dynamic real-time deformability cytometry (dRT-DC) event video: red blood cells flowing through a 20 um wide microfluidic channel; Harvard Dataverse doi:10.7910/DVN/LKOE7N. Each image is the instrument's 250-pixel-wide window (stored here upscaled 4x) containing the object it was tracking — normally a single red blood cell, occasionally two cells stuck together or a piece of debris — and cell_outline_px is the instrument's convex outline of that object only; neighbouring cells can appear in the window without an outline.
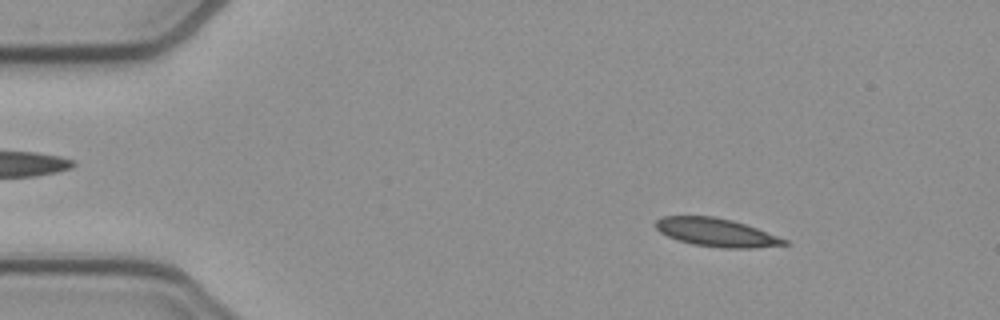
{"species": "common noctule bat (a hibernating species)", "species_latin": "Nyctalus noctula", "temperature_condition": "cold", "stored_images_in_passage": 48, "camera_frame_rate_fps": 3000, "um_per_image_px": 0.085, "animal": {"sex": "female", "body_mass_g": 21.9}, "frame": {"image": 1, "passage_image": 3, "time_ms": 0.667, "image_size_px": [1000, 320], "cell_outline_px": [[792, 244], [756, 248], [720, 248], [692, 244], [676, 240], [660, 232], [656, 228], [656, 220], [664, 216], [712, 216], [732, 220], [756, 228], [788, 240]], "centroid_in_image_um": [60.91, 19.77], "position_along_channel_um": 24.1, "area_um2": 21.21}}
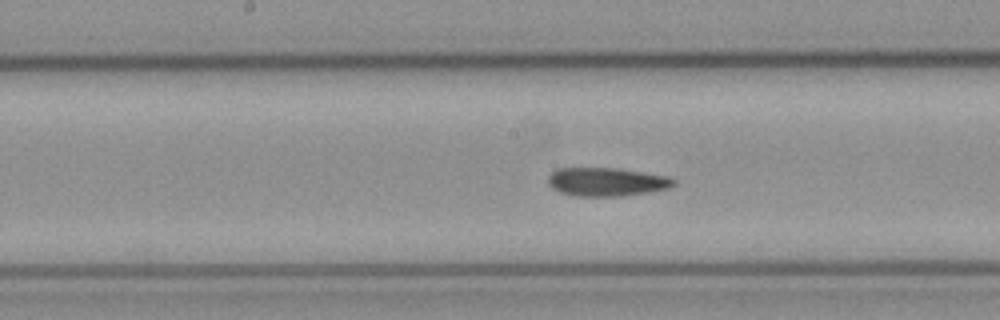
{"frame": {"image": 2, "passage_image": 22, "time_ms": 7.0, "image_size_px": [1000, 320], "cell_outline_px": [[676, 184], [668, 188], [648, 192], [620, 196], [576, 196], [560, 192], [552, 188], [548, 184], [548, 176], [556, 168], [616, 168], [672, 176], [676, 180]], "centroid_in_image_um": [51.58, 15.45], "position_along_channel_um": 196.6, "area_um2": 21.04}}
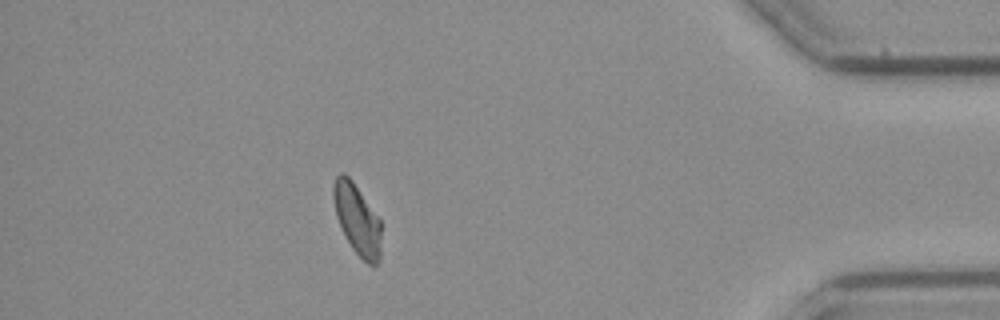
{"frame": {"image": 3, "passage_image": 42, "time_ms": 13.667, "image_size_px": [1000, 320], "cell_outline_px": [[380, 260], [376, 264], [368, 264], [352, 248], [344, 236], [336, 216], [332, 196], [332, 188], [336, 176], [340, 172], [344, 172], [352, 180], [380, 220]], "centroid_in_image_um": [30.32, 18.62], "position_along_channel_um": 404.9, "area_um2": 19.54}, "authors_computed_cell_mechanics": {"area_um2": 20.9525, "velocity_mm_per_s": 3.8625, "shape_relaxation_time_tau1_ms": null, "shape_relaxation_time_tau2_ms": 11.1485, "deformation_change_tau1": null, "deformation_change_tau2": 0.1401}}